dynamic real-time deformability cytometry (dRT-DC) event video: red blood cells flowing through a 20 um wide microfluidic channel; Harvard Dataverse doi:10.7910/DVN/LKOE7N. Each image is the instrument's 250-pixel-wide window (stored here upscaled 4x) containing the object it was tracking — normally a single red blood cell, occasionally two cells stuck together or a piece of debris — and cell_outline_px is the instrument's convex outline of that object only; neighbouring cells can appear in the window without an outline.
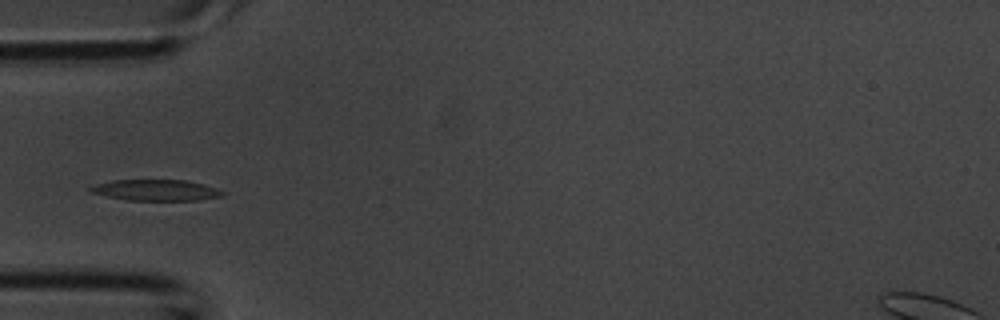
{"species": "common noctule bat (a hibernating species)", "species_latin": "Nyctalus noctula", "temperature_condition": "room temperature", "stored_images_in_passage": 2, "camera_frame_rate_fps": 3000, "um_per_image_px": 0.085, "animal": {"sex": "male", "body_mass_g": 20.1, "forearm_length_mm": 53.5}, "frame": {"image": 1, "passage_image": 2, "time_ms": 0.333, "image_size_px": [1000, 320], "cell_outline_px": [[224, 196], [200, 200], [128, 200], [88, 192], [88, 188], [92, 184], [112, 180], [188, 180], [204, 184], [216, 188], [224, 192]], "centroid_in_image_um": [13.23, 16.15], "position_along_channel_um": 71.8, "area_um2": 16.36}}